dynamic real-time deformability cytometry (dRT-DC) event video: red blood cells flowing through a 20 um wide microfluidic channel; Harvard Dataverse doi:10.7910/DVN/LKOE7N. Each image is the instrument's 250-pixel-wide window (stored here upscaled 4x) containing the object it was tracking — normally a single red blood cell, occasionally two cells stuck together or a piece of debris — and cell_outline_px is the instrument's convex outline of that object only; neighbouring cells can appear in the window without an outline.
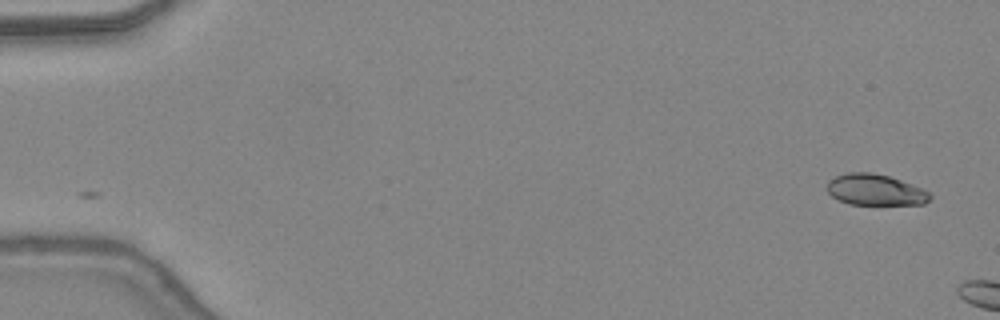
{"species": "common noctule bat (a hibernating species)", "species_latin": "Nyctalus noctula", "temperature_condition": "warm", "stored_images_in_passage": 4, "camera_frame_rate_fps": 3000, "um_per_image_px": 0.085, "animal": {"sex": "female", "body_mass_g": 24.6, "forearm_length_mm": 56.2}, "frame": {"image": 1, "passage_image": 1, "time_ms": 0.0, "image_size_px": [1000, 320], "cell_outline_px": [[932, 196], [924, 204], [848, 204], [832, 196], [828, 192], [828, 180], [836, 176], [848, 172], [872, 172], [888, 176], [912, 184], [928, 192]], "centroid_in_image_um": [74.38, 16.13], "position_along_channel_um": 10.6, "area_um2": 18.44}}